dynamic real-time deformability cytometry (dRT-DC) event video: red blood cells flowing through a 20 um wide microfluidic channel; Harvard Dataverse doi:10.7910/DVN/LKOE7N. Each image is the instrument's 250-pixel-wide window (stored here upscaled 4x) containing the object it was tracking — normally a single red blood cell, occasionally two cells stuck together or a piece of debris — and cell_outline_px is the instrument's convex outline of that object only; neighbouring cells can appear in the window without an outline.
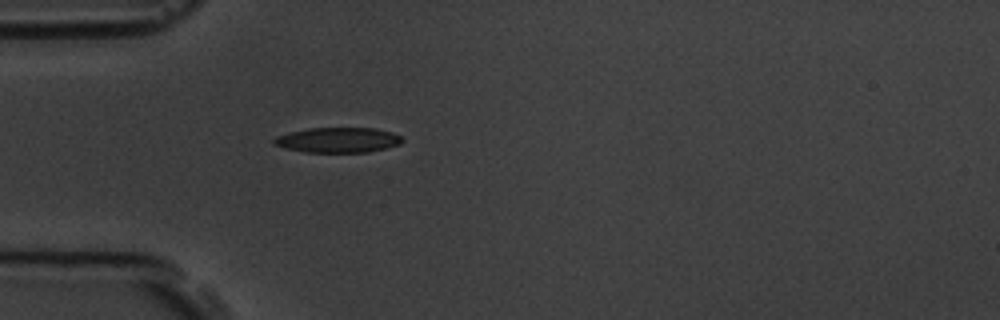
{"species": "common noctule bat (a hibernating species)", "species_latin": "Nyctalus noctula", "temperature_condition": "room temperature", "stored_images_in_passage": 1, "camera_frame_rate_fps": 3000, "um_per_image_px": 0.085, "animal": {"sex": "male", "body_mass_g": 19.5, "forearm_length_mm": 54.6}, "frame": {"image": 1, "passage_image": 1, "time_ms": 0.0, "image_size_px": [1000, 320], "cell_outline_px": [[404, 140], [400, 144], [368, 152], [304, 152], [284, 148], [272, 144], [272, 140], [276, 136], [308, 128], [376, 128], [392, 132], [400, 136]], "centroid_in_image_um": [28.71, 11.9], "position_along_channel_um": 56.3, "area_um2": 18.79}}